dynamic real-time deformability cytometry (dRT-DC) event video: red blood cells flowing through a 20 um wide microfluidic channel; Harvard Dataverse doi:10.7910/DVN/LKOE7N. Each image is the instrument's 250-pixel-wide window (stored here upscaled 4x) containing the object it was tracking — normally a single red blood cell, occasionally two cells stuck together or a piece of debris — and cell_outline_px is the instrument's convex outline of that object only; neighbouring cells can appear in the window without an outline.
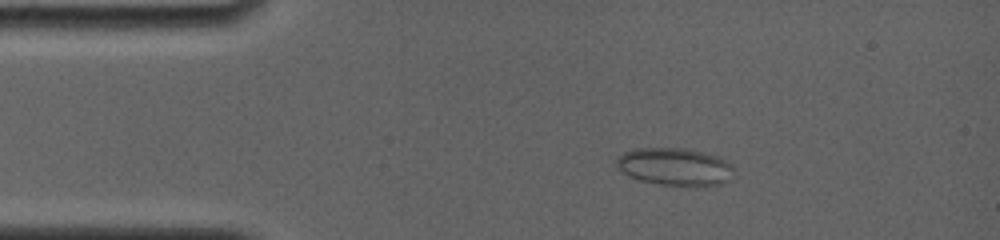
{"species": "common noctule bat (a hibernating species)", "species_latin": "Nyctalus noctula", "temperature_condition": "room temperature", "stored_images_in_passage": 5, "camera_frame_rate_fps": 4000, "um_per_image_px": 0.085, "animal": {"sex": "female", "body_mass_g": 19.0, "forearm_length_mm": 56.7}, "frame": {"image": 1, "passage_image": 3, "time_ms": 1.75, "image_size_px": [1000, 240], "cell_outline_px": [[732, 180], [720, 184], [704, 188], [696, 188], [660, 184], [640, 180], [628, 176], [616, 168], [616, 160], [624, 152], [636, 148], [688, 148], [720, 156], [728, 160], [732, 164]], "centroid_in_image_um": [57.43, 14.2], "position_along_channel_um": 27.6, "area_um2": 26.59}}
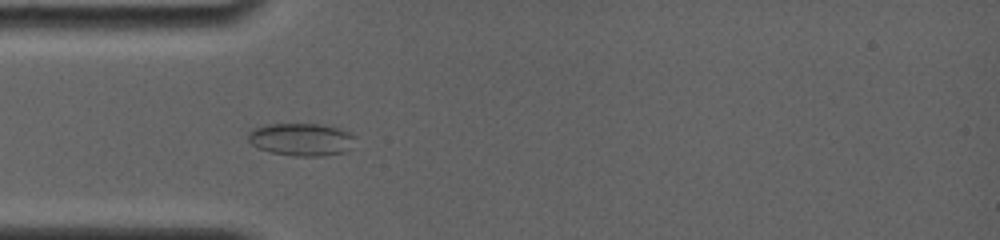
{"frame": {"image": 2, "passage_image": 5, "time_ms": 3.75, "image_size_px": [1000, 240], "cell_outline_px": [[352, 148], [344, 152], [324, 156], [296, 156], [268, 152], [252, 144], [248, 140], [248, 132], [252, 128], [264, 124], [324, 124], [340, 128], [348, 132], [352, 136]], "centroid_in_image_um": [25.58, 11.84], "position_along_channel_um": 59.4, "area_um2": 20.46}}